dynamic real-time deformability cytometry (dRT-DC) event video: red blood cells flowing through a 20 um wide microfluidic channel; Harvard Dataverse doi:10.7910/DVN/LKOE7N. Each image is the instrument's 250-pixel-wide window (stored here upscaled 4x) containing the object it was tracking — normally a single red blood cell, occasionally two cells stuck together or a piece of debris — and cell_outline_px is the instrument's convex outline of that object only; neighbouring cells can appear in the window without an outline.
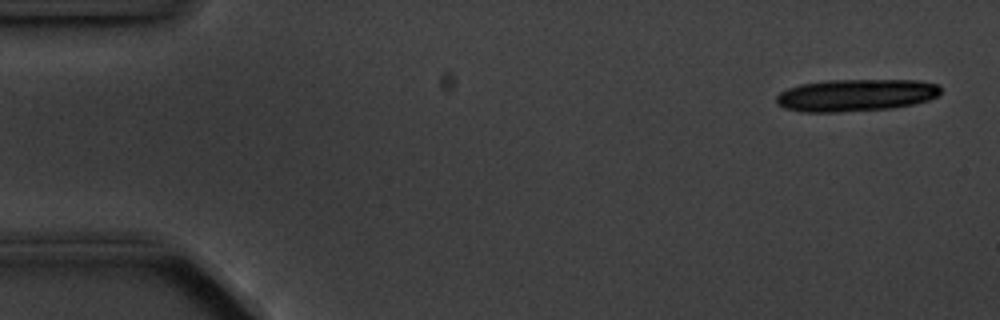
{"species": "common noctule bat (a hibernating species)", "species_latin": "Nyctalus noctula", "temperature_condition": "cold", "stored_images_in_passage": 5, "camera_frame_rate_fps": 3000, "um_per_image_px": 0.085, "animal": {"sex": "male", "body_mass_g": 20.1, "forearm_length_mm": 53.5}, "frame": {"image": 1, "passage_image": 1, "time_ms": 0.0, "image_size_px": [1000, 320], "cell_outline_px": [[940, 92], [936, 96], [928, 100], [912, 104], [892, 108], [836, 112], [804, 112], [784, 108], [776, 104], [776, 96], [780, 92], [788, 88], [800, 84], [828, 80], [920, 80], [936, 84], [940, 88]], "centroid_in_image_um": [72.71, 8.09], "position_along_channel_um": 12.3, "area_um2": 30.81}}